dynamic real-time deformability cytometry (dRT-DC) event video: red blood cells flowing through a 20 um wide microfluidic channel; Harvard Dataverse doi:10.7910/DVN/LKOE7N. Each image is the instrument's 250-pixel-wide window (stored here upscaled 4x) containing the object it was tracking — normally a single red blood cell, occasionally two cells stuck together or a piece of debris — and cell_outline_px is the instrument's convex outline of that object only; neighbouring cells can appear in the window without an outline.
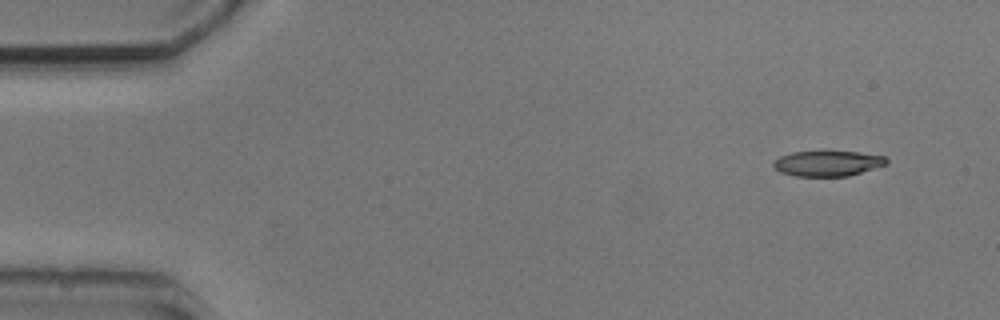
{"species": "common noctule bat (a hibernating species)", "species_latin": "Nyctalus noctula", "temperature_condition": "cold", "stored_images_in_passage": 5, "camera_frame_rate_fps": 3000, "um_per_image_px": 0.085, "animal": {"sex": "male", "body_mass_g": 20.5, "forearm_length_mm": 52.5}, "frame": {"image": 1, "passage_image": 1, "time_ms": 0.0, "image_size_px": [1000, 320], "cell_outline_px": [[888, 164], [848, 176], [796, 176], [780, 172], [772, 164], [772, 160], [780, 156], [792, 152], [860, 152], [884, 156], [888, 160]], "centroid_in_image_um": [70.34, 13.89], "position_along_channel_um": 14.7, "area_um2": 16.65}}
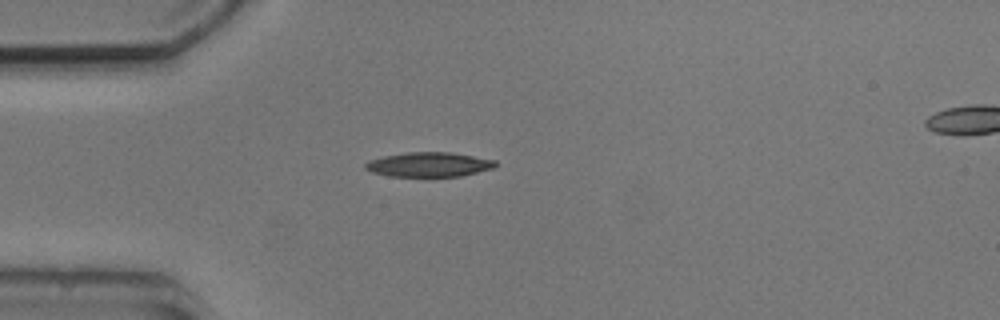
{"frame": {"image": 2, "passage_image": 4, "time_ms": 3.333, "image_size_px": [1000, 320], "cell_outline_px": [[500, 164], [496, 168], [460, 176], [388, 176], [372, 172], [364, 168], [364, 164], [368, 160], [384, 156], [408, 152], [452, 152], [496, 160]], "centroid_in_image_um": [36.5, 13.98], "position_along_channel_um": 48.5, "area_um2": 18.79}}